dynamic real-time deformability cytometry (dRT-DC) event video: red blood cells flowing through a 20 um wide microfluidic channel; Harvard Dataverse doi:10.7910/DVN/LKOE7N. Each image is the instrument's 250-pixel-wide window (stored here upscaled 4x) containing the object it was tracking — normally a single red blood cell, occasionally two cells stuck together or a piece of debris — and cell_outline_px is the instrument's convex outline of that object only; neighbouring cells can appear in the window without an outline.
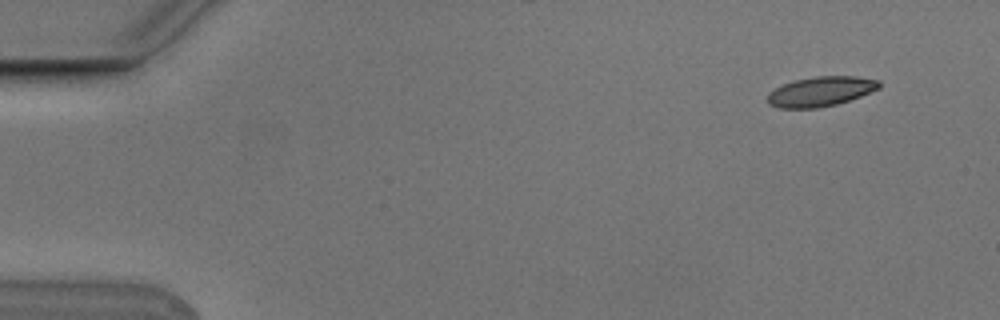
{"species": "Egyptian fruit bat (a non-hibernating species)", "species_latin": "Rousettus aegyptiacus", "temperature_condition": "cold", "stored_images_in_passage": 5, "camera_frame_rate_fps": 3000, "um_per_image_px": 0.085, "animal": {"sex": "male"}, "frame": {"image": 1, "passage_image": 1, "time_ms": 0.0, "image_size_px": [1000, 320], "cell_outline_px": [[880, 88], [860, 96], [836, 104], [816, 108], [780, 108], [768, 104], [768, 92], [784, 84], [796, 80], [816, 76], [856, 76], [880, 80]], "centroid_in_image_um": [69.77, 7.77], "position_along_channel_um": 15.2, "area_um2": 19.19}}